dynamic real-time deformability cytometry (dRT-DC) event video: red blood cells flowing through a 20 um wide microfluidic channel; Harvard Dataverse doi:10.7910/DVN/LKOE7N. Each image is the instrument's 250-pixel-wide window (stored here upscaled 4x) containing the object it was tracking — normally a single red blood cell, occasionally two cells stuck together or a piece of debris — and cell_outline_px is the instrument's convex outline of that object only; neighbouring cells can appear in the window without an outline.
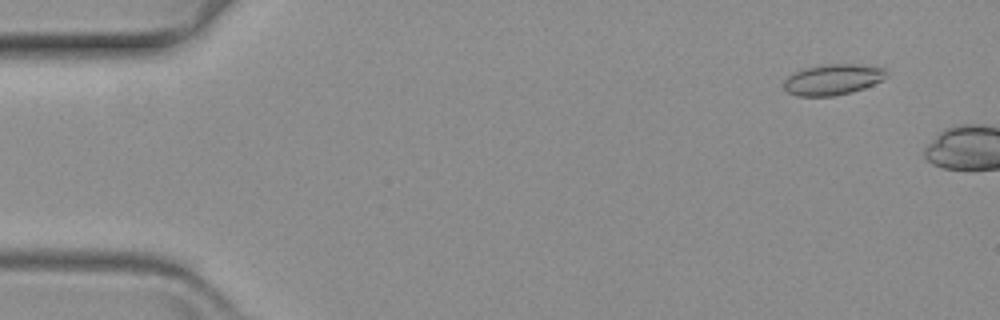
{"species": "common noctule bat (a hibernating species)", "species_latin": "Nyctalus noctula", "temperature_condition": "warm", "stored_images_in_passage": 11, "camera_frame_rate_fps": 3000, "um_per_image_px": 0.085, "animal": {"sex": "female", "body_mass_g": 19.3, "forearm_length_mm": 54.1}, "frame": {"image": 1, "passage_image": 5, "time_ms": 1.333, "image_size_px": [1000, 320], "cell_outline_px": [[888, 76], [872, 84], [852, 92], [832, 96], [796, 96], [788, 92], [784, 88], [784, 80], [788, 76], [796, 72], [808, 68], [828, 64], [852, 64], [884, 68], [888, 72]], "centroid_in_image_um": [70.78, 6.77], "position_along_channel_um": 14.2, "area_um2": 18.03}}